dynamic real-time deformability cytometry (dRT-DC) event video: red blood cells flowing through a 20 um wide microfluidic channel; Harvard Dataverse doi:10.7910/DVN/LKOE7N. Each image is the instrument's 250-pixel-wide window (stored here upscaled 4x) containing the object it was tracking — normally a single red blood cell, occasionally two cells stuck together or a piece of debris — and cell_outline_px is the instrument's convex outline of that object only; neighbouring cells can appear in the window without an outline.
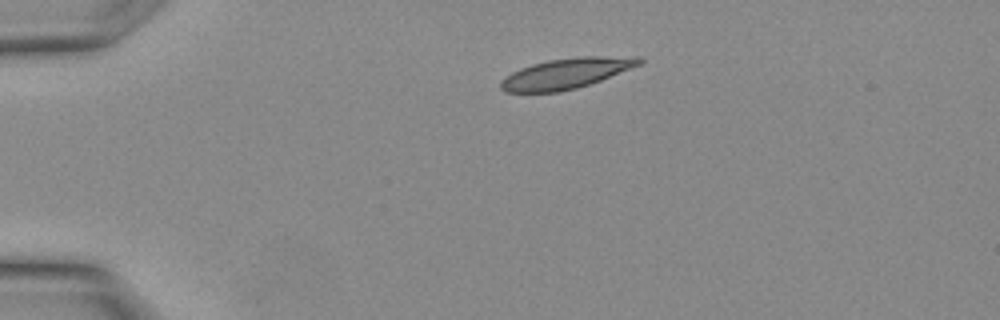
{"species": "Egyptian fruit bat (a non-hibernating species)", "species_latin": "Rousettus aegyptiacus", "temperature_condition": "warm", "stored_images_in_passage": 7, "camera_frame_rate_fps": 3000, "um_per_image_px": 0.085, "animal": {"sex": "female"}, "frame": {"image": 1, "passage_image": 1, "time_ms": 0.0, "image_size_px": [1000, 320], "cell_outline_px": [[644, 60], [640, 64], [600, 80], [576, 88], [560, 92], [504, 92], [500, 88], [500, 80], [512, 72], [520, 68], [532, 64], [548, 60], [584, 56], [640, 56]], "centroid_in_image_um": [48.1, 6.23], "position_along_channel_um": 36.9, "area_um2": 24.45}}
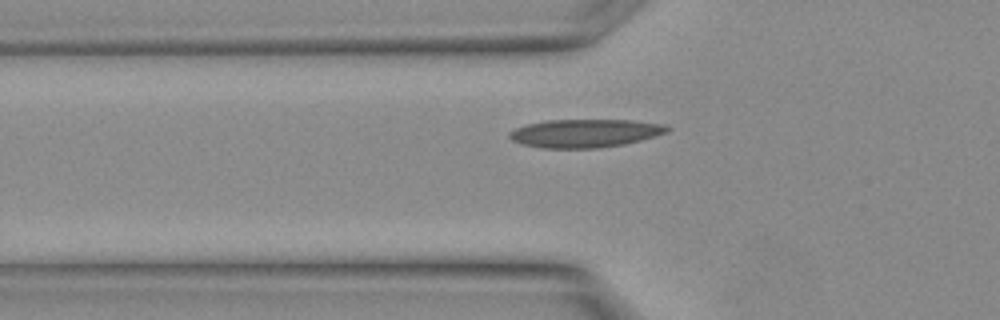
{"frame": {"image": 2, "passage_image": 5, "time_ms": 1.333, "image_size_px": [1000, 320], "cell_outline_px": [[672, 128], [668, 132], [640, 140], [624, 144], [596, 148], [540, 148], [524, 144], [512, 140], [508, 136], [508, 132], [516, 128], [528, 124], [544, 120], [632, 120], [664, 124]], "centroid_in_image_um": [49.73, 11.32], "position_along_channel_um": 76.1, "area_um2": 25.95}}